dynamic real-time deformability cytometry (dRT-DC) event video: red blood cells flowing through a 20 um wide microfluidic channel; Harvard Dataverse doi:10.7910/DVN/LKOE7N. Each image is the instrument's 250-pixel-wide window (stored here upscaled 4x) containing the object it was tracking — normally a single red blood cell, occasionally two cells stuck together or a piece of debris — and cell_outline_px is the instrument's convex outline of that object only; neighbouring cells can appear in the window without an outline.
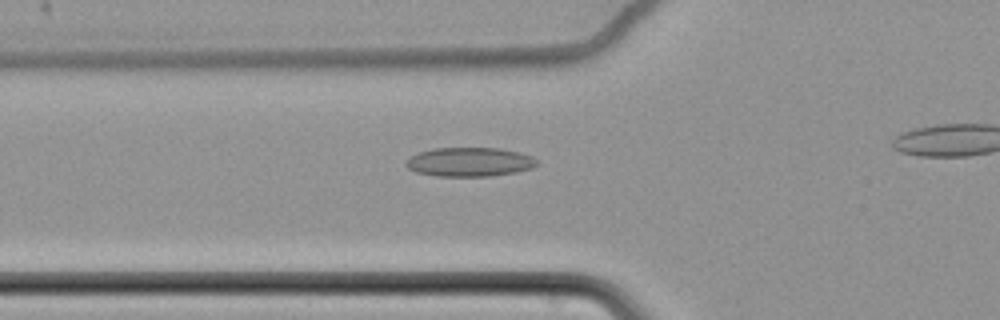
{"species": "common noctule bat (a hibernating species)", "species_latin": "Nyctalus noctula", "temperature_condition": "cold", "stored_images_in_passage": 37, "camera_frame_rate_fps": 3000, "um_per_image_px": 0.085, "animal": {"sex": "female", "body_mass_g": 22.7, "forearm_length_mm": 54.2}, "frame": {"image": 1, "passage_image": 7, "time_ms": 2.0, "image_size_px": [1000, 320], "cell_outline_px": [[536, 164], [532, 168], [516, 172], [488, 176], [436, 176], [416, 172], [408, 168], [404, 164], [412, 156], [420, 152], [432, 148], [500, 148], [520, 152], [532, 156], [536, 160]], "centroid_in_image_um": [39.91, 13.76], "position_along_channel_um": 85.9, "area_um2": 22.08}}
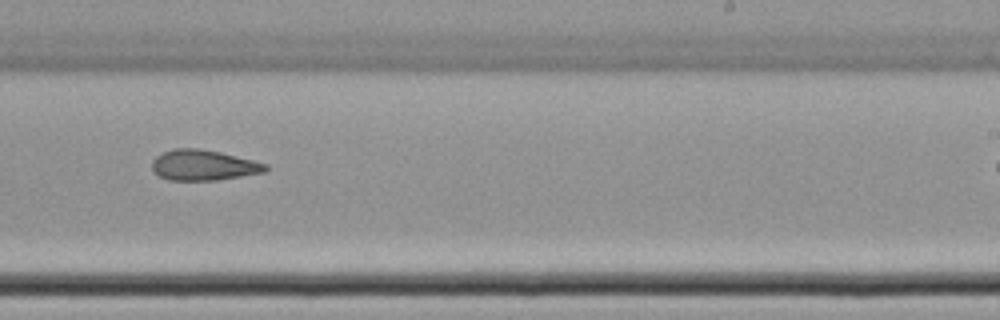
{"frame": {"image": 2, "passage_image": 23, "time_ms": 7.333, "image_size_px": [1000, 320], "cell_outline_px": [[268, 168], [264, 172], [216, 180], [168, 180], [160, 176], [152, 168], [152, 160], [156, 156], [172, 148], [200, 148], [220, 152], [268, 164]], "centroid_in_image_um": [17.28, 14.03], "position_along_channel_um": 271.7, "area_um2": 20.06}}
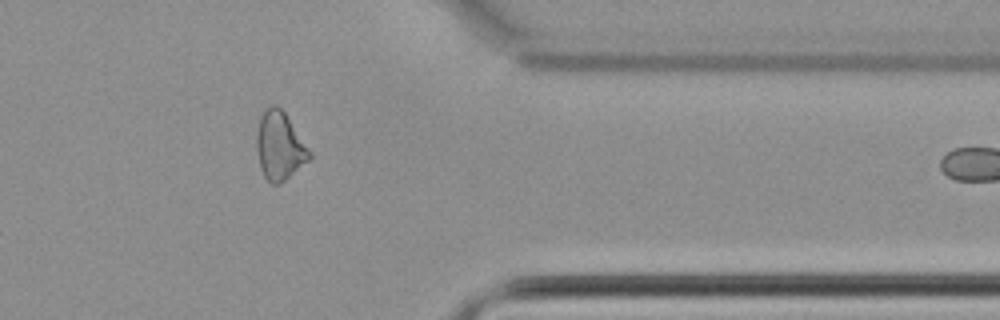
{"frame": {"image": 3, "passage_image": 34, "time_ms": 11.0, "image_size_px": [1000, 320], "cell_outline_px": [[312, 160], [280, 184], [272, 184], [264, 176], [260, 168], [256, 148], [256, 136], [260, 116], [272, 104], [276, 104], [284, 112], [312, 152]], "centroid_in_image_um": [23.79, 12.44], "position_along_channel_um": 387.6, "area_um2": 21.21}}